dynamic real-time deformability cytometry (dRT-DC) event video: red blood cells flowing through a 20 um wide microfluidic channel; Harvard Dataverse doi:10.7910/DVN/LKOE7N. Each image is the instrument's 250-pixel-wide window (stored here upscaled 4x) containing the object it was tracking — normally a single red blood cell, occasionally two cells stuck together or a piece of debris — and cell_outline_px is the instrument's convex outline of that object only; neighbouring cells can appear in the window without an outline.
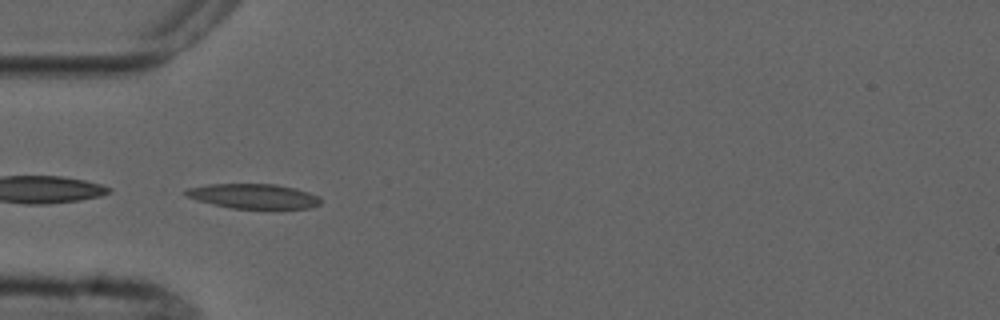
{"species": "common noctule bat (a hibernating species)", "species_latin": "Nyctalus noctula", "temperature_condition": "cold", "stored_images_in_passage": 8, "camera_frame_rate_fps": 3000, "um_per_image_px": 0.085, "animal": {"sex": "male", "forearm_length_mm": 52.5}, "frame": {"image": 1, "passage_image": 4, "time_ms": 4.667, "image_size_px": [1000, 320], "cell_outline_px": [[320, 204], [308, 208], [232, 208], [212, 204], [196, 200], [188, 196], [184, 192], [188, 188], [208, 184], [276, 184], [296, 188], [320, 196]], "centroid_in_image_um": [21.56, 16.67], "position_along_channel_um": 63.4, "area_um2": 19.31}}
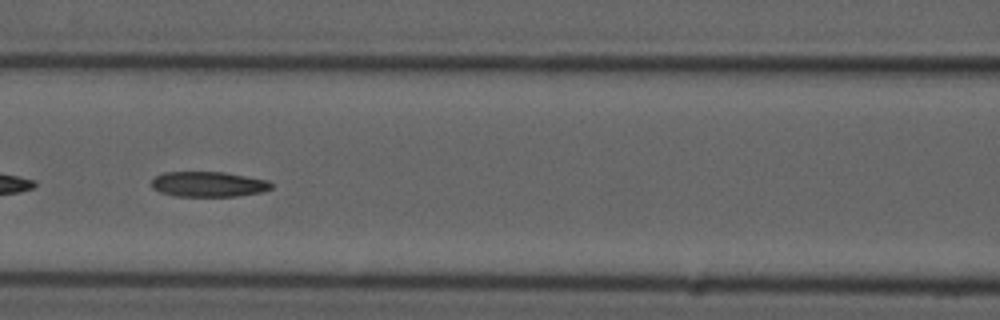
{"frame": {"image": 2, "passage_image": 6, "time_ms": 7.0, "image_size_px": [1000, 320], "cell_outline_px": [[272, 188], [264, 192], [236, 196], [176, 196], [160, 192], [152, 188], [152, 180], [156, 176], [164, 172], [224, 172], [268, 180], [272, 184]], "centroid_in_image_um": [17.73, 15.66], "position_along_channel_um": 148.9, "area_um2": 17.63}}
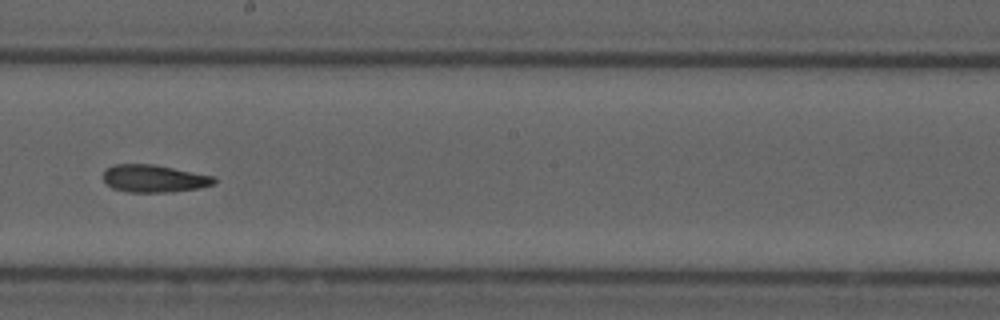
{"frame": {"image": 3, "passage_image": 8, "time_ms": 9.333, "image_size_px": [1000, 320], "cell_outline_px": [[216, 184], [200, 188], [172, 192], [128, 192], [112, 188], [104, 180], [104, 168], [112, 164], [152, 164], [216, 176]], "centroid_in_image_um": [13.12, 15.17], "position_along_channel_um": 235.1, "area_um2": 17.98}}